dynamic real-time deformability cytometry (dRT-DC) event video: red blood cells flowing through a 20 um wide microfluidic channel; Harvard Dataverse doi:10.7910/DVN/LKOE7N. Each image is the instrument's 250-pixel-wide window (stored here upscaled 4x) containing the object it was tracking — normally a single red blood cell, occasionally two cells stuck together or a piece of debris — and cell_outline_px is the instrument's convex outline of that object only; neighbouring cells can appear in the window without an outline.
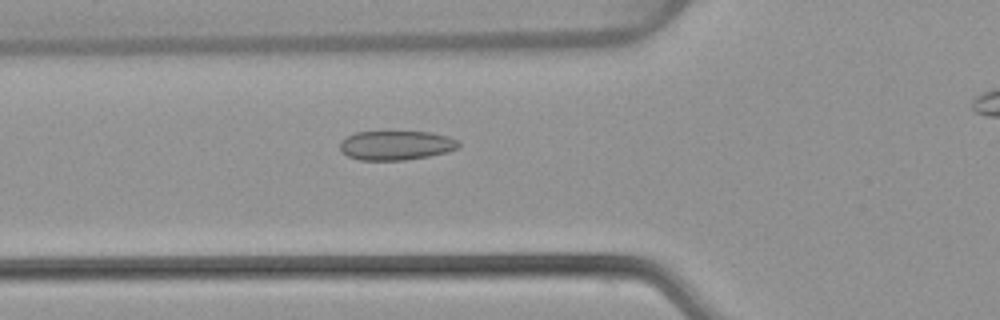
{"species": "common noctule bat (a hibernating species)", "species_latin": "Nyctalus noctula", "temperature_condition": "warm", "stored_images_in_passage": 47, "camera_frame_rate_fps": 3000, "um_per_image_px": 0.085, "animal": {"sex": "female", "body_mass_g": 22.7, "forearm_length_mm": 54.2}, "frame": {"image": 1, "passage_image": 19, "time_ms": 6.0, "image_size_px": [1000, 320], "cell_outline_px": [[460, 148], [448, 152], [428, 156], [404, 160], [360, 160], [348, 156], [340, 152], [340, 140], [356, 132], [432, 132], [448, 136], [456, 140], [460, 144]], "centroid_in_image_um": [33.67, 12.36], "position_along_channel_um": 92.1, "area_um2": 20.35}}
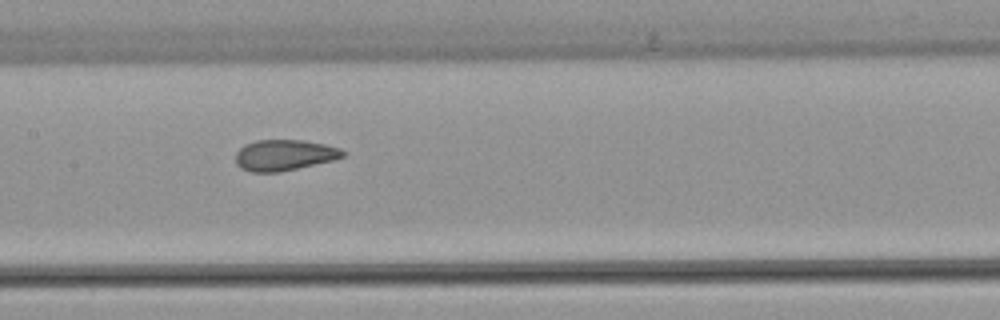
{"frame": {"image": 2, "passage_image": 26, "time_ms": 8.333, "image_size_px": [1000, 320], "cell_outline_px": [[344, 156], [336, 160], [280, 172], [252, 172], [240, 168], [236, 164], [236, 152], [244, 144], [256, 140], [300, 140], [324, 144], [340, 148], [344, 152]], "centroid_in_image_um": [24.16, 13.19], "position_along_channel_um": 183.2, "area_um2": 19.42}}
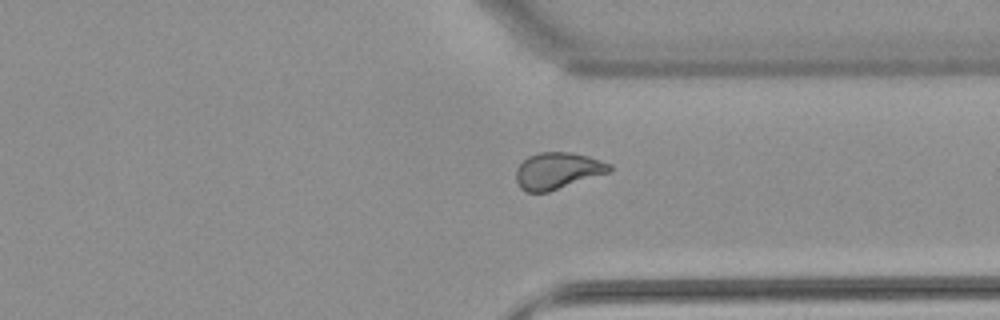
{"frame": {"image": 3, "passage_image": 40, "time_ms": 13.0, "image_size_px": [1000, 320], "cell_outline_px": [[612, 172], [548, 192], [524, 192], [520, 188], [516, 180], [516, 168], [528, 156], [540, 152], [572, 152], [588, 156], [612, 164]], "centroid_in_image_um": [47.42, 14.52], "position_along_channel_um": 364.0, "area_um2": 20.17}, "authors_computed_cell_mechanics": {"area_um2": 20.0566, "velocity_mm_per_s": 3.8808, "shape_relaxation_time_tau1_ms": 6.8569, "shape_relaxation_time_tau2_ms": 1.1083, "deformation_change_tau1": 0.1527, "deformation_change_tau2": 0.0676}}